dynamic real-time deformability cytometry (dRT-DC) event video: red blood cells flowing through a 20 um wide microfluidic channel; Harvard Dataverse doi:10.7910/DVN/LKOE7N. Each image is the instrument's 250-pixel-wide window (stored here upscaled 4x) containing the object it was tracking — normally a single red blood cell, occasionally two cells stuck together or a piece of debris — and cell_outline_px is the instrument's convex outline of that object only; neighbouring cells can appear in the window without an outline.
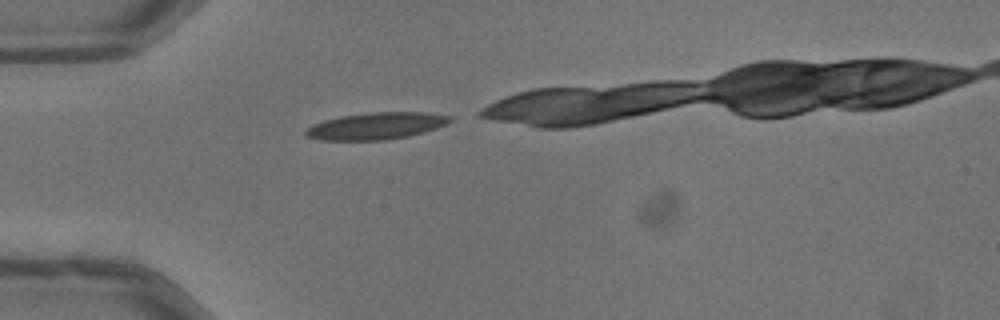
{"species": "common noctule bat (a hibernating species)", "species_latin": "Nyctalus noctula", "temperature_condition": "warm", "stored_images_in_passage": 18, "camera_frame_rate_fps": 3000, "um_per_image_px": 0.085, "animal": {"sex": "male", "body_mass_g": 13.3}, "frame": {"image": 1, "passage_image": 1, "time_ms": 0.0, "image_size_px": [1000, 320], "cell_outline_px": [[452, 120], [448, 124], [424, 132], [408, 136], [384, 140], [320, 140], [304, 136], [304, 132], [312, 124], [324, 120], [340, 116], [372, 112], [424, 112], [452, 116]], "centroid_in_image_um": [31.97, 10.7], "position_along_channel_um": 53.0, "area_um2": 22.72}}
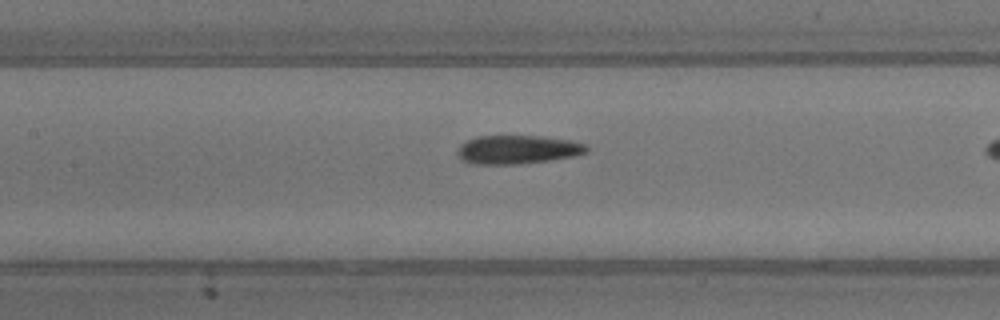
{"frame": {"image": 2, "passage_image": 10, "time_ms": 3.0, "image_size_px": [1000, 320], "cell_outline_px": [[588, 152], [572, 156], [548, 160], [520, 164], [476, 164], [460, 160], [456, 152], [460, 144], [476, 136], [540, 136], [572, 140], [588, 144]], "centroid_in_image_um": [43.99, 12.71], "position_along_channel_um": 163.4, "area_um2": 21.68}}
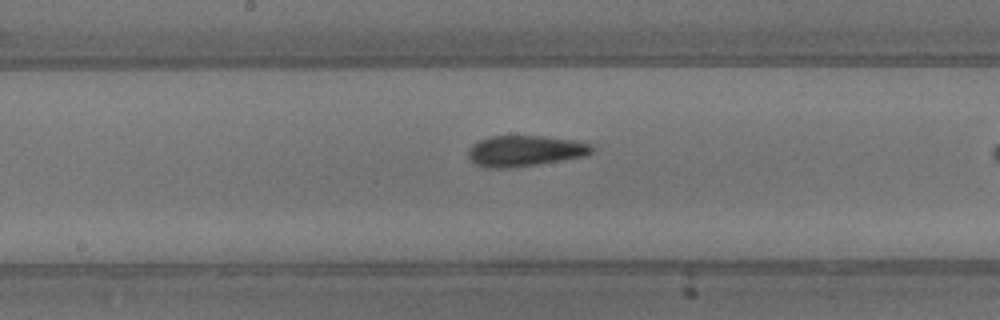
{"frame": {"image": 3, "passage_image": 13, "time_ms": 4.0, "image_size_px": [1000, 320], "cell_outline_px": [[592, 152], [584, 156], [536, 164], [508, 168], [484, 168], [476, 164], [468, 156], [468, 152], [472, 144], [480, 140], [492, 136], [544, 136], [572, 140], [592, 144]], "centroid_in_image_um": [44.59, 12.82], "position_along_channel_um": 203.6, "area_um2": 21.96}}